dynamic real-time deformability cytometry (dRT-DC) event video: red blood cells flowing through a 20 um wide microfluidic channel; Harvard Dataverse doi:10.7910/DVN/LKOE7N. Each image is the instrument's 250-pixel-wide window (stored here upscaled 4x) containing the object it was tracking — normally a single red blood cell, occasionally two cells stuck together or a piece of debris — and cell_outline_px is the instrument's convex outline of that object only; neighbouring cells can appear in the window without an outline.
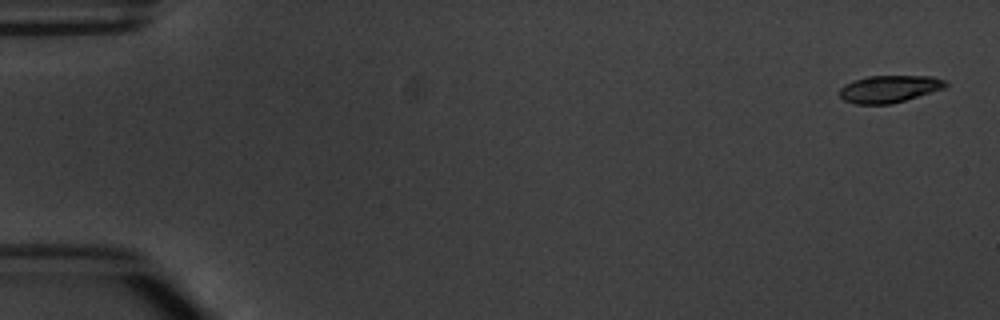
{"species": "common noctule bat (a hibernating species)", "species_latin": "Nyctalus noctula", "temperature_condition": "warm", "stored_images_in_passage": 4, "camera_frame_rate_fps": 3000, "um_per_image_px": 0.085, "animal": {"sex": "male", "body_mass_g": 20.1, "forearm_length_mm": 53.5}, "frame": {"image": 1, "passage_image": 1, "time_ms": 0.0, "image_size_px": [1000, 320], "cell_outline_px": [[948, 84], [944, 88], [892, 104], [856, 104], [844, 100], [840, 96], [840, 88], [844, 84], [852, 80], [868, 76], [932, 76], [944, 80]], "centroid_in_image_um": [75.56, 7.55], "position_along_channel_um": 9.4, "area_um2": 16.76}}
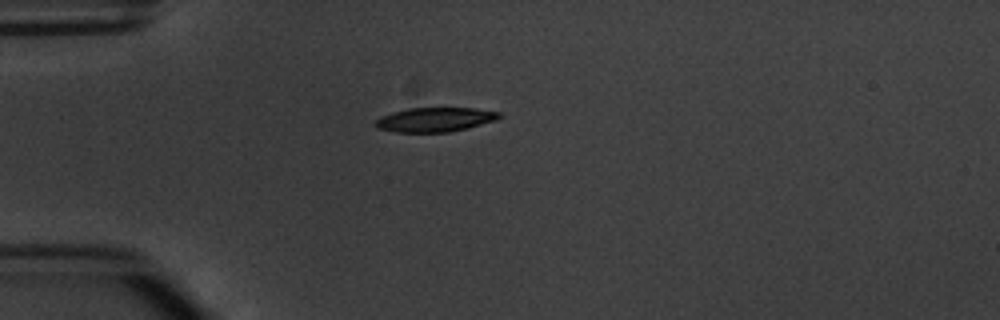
{"frame": {"image": 2, "passage_image": 4, "time_ms": 4.333, "image_size_px": [1000, 320], "cell_outline_px": [[500, 116], [496, 120], [468, 128], [448, 132], [396, 132], [376, 128], [372, 124], [380, 116], [392, 112], [408, 108], [476, 108], [500, 112]], "centroid_in_image_um": [36.93, 10.16], "position_along_channel_um": 48.1, "area_um2": 17.63}}